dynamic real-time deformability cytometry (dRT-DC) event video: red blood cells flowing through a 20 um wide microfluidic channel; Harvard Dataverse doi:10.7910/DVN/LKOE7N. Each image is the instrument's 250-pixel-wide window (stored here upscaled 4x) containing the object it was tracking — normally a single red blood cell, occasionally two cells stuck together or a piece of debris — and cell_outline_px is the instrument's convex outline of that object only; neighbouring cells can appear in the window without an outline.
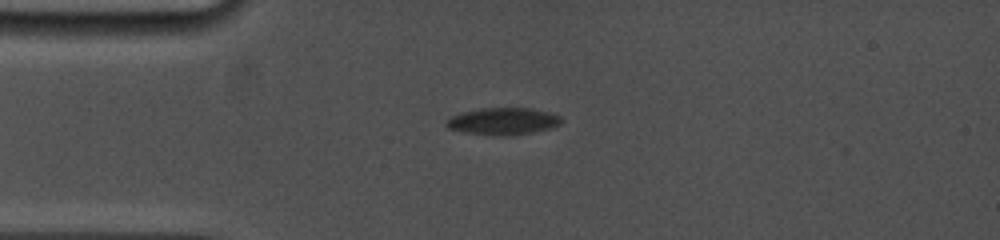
{"species": "common noctule bat (a hibernating species)", "species_latin": "Nyctalus noctula", "temperature_condition": "cold", "stored_images_in_passage": 3, "camera_frame_rate_fps": 5000, "um_per_image_px": 0.085, "animal": {"sex": "female", "body_mass_g": 19.0, "forearm_length_mm": 53.3}, "frame": {"image": 1, "passage_image": 1, "time_ms": 0.0, "image_size_px": [1000, 240], "cell_outline_px": [[564, 120], [560, 124], [548, 128], [532, 132], [512, 136], [500, 136], [464, 132], [448, 128], [444, 124], [444, 120], [460, 112], [480, 108], [532, 108], [548, 112], [560, 116]], "centroid_in_image_um": [42.72, 10.3], "position_along_channel_um": 42.3, "area_um2": 18.26}}